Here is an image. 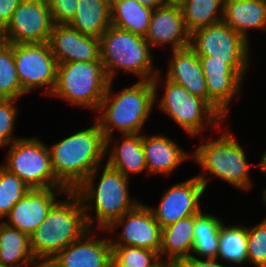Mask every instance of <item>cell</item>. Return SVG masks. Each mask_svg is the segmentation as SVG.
Returning a JSON list of instances; mask_svg holds the SVG:
<instances>
[{
	"label": "cell",
	"mask_w": 266,
	"mask_h": 267,
	"mask_svg": "<svg viewBox=\"0 0 266 267\" xmlns=\"http://www.w3.org/2000/svg\"><path fill=\"white\" fill-rule=\"evenodd\" d=\"M249 41L222 22L199 28L190 34L189 47L198 56L226 60L242 78L249 66Z\"/></svg>",
	"instance_id": "9"
},
{
	"label": "cell",
	"mask_w": 266,
	"mask_h": 267,
	"mask_svg": "<svg viewBox=\"0 0 266 267\" xmlns=\"http://www.w3.org/2000/svg\"><path fill=\"white\" fill-rule=\"evenodd\" d=\"M30 188L16 175L0 166V219L7 217L13 206Z\"/></svg>",
	"instance_id": "33"
},
{
	"label": "cell",
	"mask_w": 266,
	"mask_h": 267,
	"mask_svg": "<svg viewBox=\"0 0 266 267\" xmlns=\"http://www.w3.org/2000/svg\"><path fill=\"white\" fill-rule=\"evenodd\" d=\"M22 0H0V29L10 21L14 10Z\"/></svg>",
	"instance_id": "37"
},
{
	"label": "cell",
	"mask_w": 266,
	"mask_h": 267,
	"mask_svg": "<svg viewBox=\"0 0 266 267\" xmlns=\"http://www.w3.org/2000/svg\"><path fill=\"white\" fill-rule=\"evenodd\" d=\"M2 167L30 189L65 188L53 173L48 147L37 138H20L12 142Z\"/></svg>",
	"instance_id": "8"
},
{
	"label": "cell",
	"mask_w": 266,
	"mask_h": 267,
	"mask_svg": "<svg viewBox=\"0 0 266 267\" xmlns=\"http://www.w3.org/2000/svg\"><path fill=\"white\" fill-rule=\"evenodd\" d=\"M164 4H177L180 0H161Z\"/></svg>",
	"instance_id": "41"
},
{
	"label": "cell",
	"mask_w": 266,
	"mask_h": 267,
	"mask_svg": "<svg viewBox=\"0 0 266 267\" xmlns=\"http://www.w3.org/2000/svg\"><path fill=\"white\" fill-rule=\"evenodd\" d=\"M111 246L115 267H167L156 251L127 245Z\"/></svg>",
	"instance_id": "32"
},
{
	"label": "cell",
	"mask_w": 266,
	"mask_h": 267,
	"mask_svg": "<svg viewBox=\"0 0 266 267\" xmlns=\"http://www.w3.org/2000/svg\"><path fill=\"white\" fill-rule=\"evenodd\" d=\"M153 9L137 0H110L111 25L145 37Z\"/></svg>",
	"instance_id": "27"
},
{
	"label": "cell",
	"mask_w": 266,
	"mask_h": 267,
	"mask_svg": "<svg viewBox=\"0 0 266 267\" xmlns=\"http://www.w3.org/2000/svg\"><path fill=\"white\" fill-rule=\"evenodd\" d=\"M120 225L124 228L120 235V240H110L111 245L134 246L159 253L161 249L162 228L155 220L149 206L139 203L121 218L116 219L105 231L108 230L109 232L110 230L111 232Z\"/></svg>",
	"instance_id": "14"
},
{
	"label": "cell",
	"mask_w": 266,
	"mask_h": 267,
	"mask_svg": "<svg viewBox=\"0 0 266 267\" xmlns=\"http://www.w3.org/2000/svg\"><path fill=\"white\" fill-rule=\"evenodd\" d=\"M194 215L178 220L162 228L159 256L167 267L191 256L194 241ZM167 255L169 260H162ZM166 261V262H164Z\"/></svg>",
	"instance_id": "23"
},
{
	"label": "cell",
	"mask_w": 266,
	"mask_h": 267,
	"mask_svg": "<svg viewBox=\"0 0 266 267\" xmlns=\"http://www.w3.org/2000/svg\"><path fill=\"white\" fill-rule=\"evenodd\" d=\"M150 47L144 37L111 25L100 36L101 62L107 78L113 81L120 68L136 74L140 80H152L160 71L154 72Z\"/></svg>",
	"instance_id": "5"
},
{
	"label": "cell",
	"mask_w": 266,
	"mask_h": 267,
	"mask_svg": "<svg viewBox=\"0 0 266 267\" xmlns=\"http://www.w3.org/2000/svg\"><path fill=\"white\" fill-rule=\"evenodd\" d=\"M225 0H180L182 16L190 33L223 20ZM220 10V11H219ZM219 12V13H217ZM218 14V15H217Z\"/></svg>",
	"instance_id": "28"
},
{
	"label": "cell",
	"mask_w": 266,
	"mask_h": 267,
	"mask_svg": "<svg viewBox=\"0 0 266 267\" xmlns=\"http://www.w3.org/2000/svg\"><path fill=\"white\" fill-rule=\"evenodd\" d=\"M90 232L91 230L87 231L41 267H110L111 241L90 238Z\"/></svg>",
	"instance_id": "18"
},
{
	"label": "cell",
	"mask_w": 266,
	"mask_h": 267,
	"mask_svg": "<svg viewBox=\"0 0 266 267\" xmlns=\"http://www.w3.org/2000/svg\"><path fill=\"white\" fill-rule=\"evenodd\" d=\"M8 143L3 140L2 138H0V147H4V145H7Z\"/></svg>",
	"instance_id": "42"
},
{
	"label": "cell",
	"mask_w": 266,
	"mask_h": 267,
	"mask_svg": "<svg viewBox=\"0 0 266 267\" xmlns=\"http://www.w3.org/2000/svg\"><path fill=\"white\" fill-rule=\"evenodd\" d=\"M122 137L124 140L121 144L117 143L112 148L110 144H105V155L111 150L106 164L129 178V174L147 170L142 146L143 135L125 134Z\"/></svg>",
	"instance_id": "24"
},
{
	"label": "cell",
	"mask_w": 266,
	"mask_h": 267,
	"mask_svg": "<svg viewBox=\"0 0 266 267\" xmlns=\"http://www.w3.org/2000/svg\"><path fill=\"white\" fill-rule=\"evenodd\" d=\"M54 24H68L75 16L78 0H46Z\"/></svg>",
	"instance_id": "36"
},
{
	"label": "cell",
	"mask_w": 266,
	"mask_h": 267,
	"mask_svg": "<svg viewBox=\"0 0 266 267\" xmlns=\"http://www.w3.org/2000/svg\"><path fill=\"white\" fill-rule=\"evenodd\" d=\"M222 21L249 41V29H266V1L225 0Z\"/></svg>",
	"instance_id": "22"
},
{
	"label": "cell",
	"mask_w": 266,
	"mask_h": 267,
	"mask_svg": "<svg viewBox=\"0 0 266 267\" xmlns=\"http://www.w3.org/2000/svg\"><path fill=\"white\" fill-rule=\"evenodd\" d=\"M159 77L157 74L152 80H139L118 91L114 97H111L113 82L109 81L97 109L101 112L97 123L103 132L105 144L112 143L113 131L116 129L122 135L139 134L157 99Z\"/></svg>",
	"instance_id": "1"
},
{
	"label": "cell",
	"mask_w": 266,
	"mask_h": 267,
	"mask_svg": "<svg viewBox=\"0 0 266 267\" xmlns=\"http://www.w3.org/2000/svg\"><path fill=\"white\" fill-rule=\"evenodd\" d=\"M222 224L219 229L218 252L220 257L229 264L241 265L247 263V227L229 226Z\"/></svg>",
	"instance_id": "30"
},
{
	"label": "cell",
	"mask_w": 266,
	"mask_h": 267,
	"mask_svg": "<svg viewBox=\"0 0 266 267\" xmlns=\"http://www.w3.org/2000/svg\"><path fill=\"white\" fill-rule=\"evenodd\" d=\"M219 267H229V266L222 265V264L219 263Z\"/></svg>",
	"instance_id": "44"
},
{
	"label": "cell",
	"mask_w": 266,
	"mask_h": 267,
	"mask_svg": "<svg viewBox=\"0 0 266 267\" xmlns=\"http://www.w3.org/2000/svg\"><path fill=\"white\" fill-rule=\"evenodd\" d=\"M193 154L195 161L199 162L205 172L212 173L241 190L250 188V164L247 163L243 147L229 131L215 140L201 144Z\"/></svg>",
	"instance_id": "7"
},
{
	"label": "cell",
	"mask_w": 266,
	"mask_h": 267,
	"mask_svg": "<svg viewBox=\"0 0 266 267\" xmlns=\"http://www.w3.org/2000/svg\"><path fill=\"white\" fill-rule=\"evenodd\" d=\"M137 1L141 5L151 8V9H156L164 5V3L161 0H137Z\"/></svg>",
	"instance_id": "39"
},
{
	"label": "cell",
	"mask_w": 266,
	"mask_h": 267,
	"mask_svg": "<svg viewBox=\"0 0 266 267\" xmlns=\"http://www.w3.org/2000/svg\"><path fill=\"white\" fill-rule=\"evenodd\" d=\"M48 43L58 64L101 61L100 38L83 35L68 24H54Z\"/></svg>",
	"instance_id": "16"
},
{
	"label": "cell",
	"mask_w": 266,
	"mask_h": 267,
	"mask_svg": "<svg viewBox=\"0 0 266 267\" xmlns=\"http://www.w3.org/2000/svg\"><path fill=\"white\" fill-rule=\"evenodd\" d=\"M109 81L101 61L62 63L57 65L56 85L51 95L75 106L97 110Z\"/></svg>",
	"instance_id": "6"
},
{
	"label": "cell",
	"mask_w": 266,
	"mask_h": 267,
	"mask_svg": "<svg viewBox=\"0 0 266 267\" xmlns=\"http://www.w3.org/2000/svg\"><path fill=\"white\" fill-rule=\"evenodd\" d=\"M142 146L148 173L169 174L190 156L164 135H143Z\"/></svg>",
	"instance_id": "21"
},
{
	"label": "cell",
	"mask_w": 266,
	"mask_h": 267,
	"mask_svg": "<svg viewBox=\"0 0 266 267\" xmlns=\"http://www.w3.org/2000/svg\"><path fill=\"white\" fill-rule=\"evenodd\" d=\"M66 194L69 199L58 200L29 237L32 254L41 266L90 230L79 195Z\"/></svg>",
	"instance_id": "3"
},
{
	"label": "cell",
	"mask_w": 266,
	"mask_h": 267,
	"mask_svg": "<svg viewBox=\"0 0 266 267\" xmlns=\"http://www.w3.org/2000/svg\"><path fill=\"white\" fill-rule=\"evenodd\" d=\"M13 57L22 90L27 93L46 86L45 94L51 95L58 63L49 43L13 44Z\"/></svg>",
	"instance_id": "11"
},
{
	"label": "cell",
	"mask_w": 266,
	"mask_h": 267,
	"mask_svg": "<svg viewBox=\"0 0 266 267\" xmlns=\"http://www.w3.org/2000/svg\"><path fill=\"white\" fill-rule=\"evenodd\" d=\"M165 81V92L158 102L159 107L188 134L196 136L203 131L206 128L203 127L204 121L211 127L224 123L225 119L205 99L192 95L167 78Z\"/></svg>",
	"instance_id": "10"
},
{
	"label": "cell",
	"mask_w": 266,
	"mask_h": 267,
	"mask_svg": "<svg viewBox=\"0 0 266 267\" xmlns=\"http://www.w3.org/2000/svg\"><path fill=\"white\" fill-rule=\"evenodd\" d=\"M262 196H263L262 199H263V201H264V203L266 205V188L264 189V192H263Z\"/></svg>",
	"instance_id": "43"
},
{
	"label": "cell",
	"mask_w": 266,
	"mask_h": 267,
	"mask_svg": "<svg viewBox=\"0 0 266 267\" xmlns=\"http://www.w3.org/2000/svg\"><path fill=\"white\" fill-rule=\"evenodd\" d=\"M51 10L46 0H22L10 21L1 30L9 44L45 43L53 28Z\"/></svg>",
	"instance_id": "12"
},
{
	"label": "cell",
	"mask_w": 266,
	"mask_h": 267,
	"mask_svg": "<svg viewBox=\"0 0 266 267\" xmlns=\"http://www.w3.org/2000/svg\"><path fill=\"white\" fill-rule=\"evenodd\" d=\"M57 192L66 194L68 190L66 188L30 189L10 210L7 215L10 221H4V223L30 237L58 201Z\"/></svg>",
	"instance_id": "17"
},
{
	"label": "cell",
	"mask_w": 266,
	"mask_h": 267,
	"mask_svg": "<svg viewBox=\"0 0 266 267\" xmlns=\"http://www.w3.org/2000/svg\"><path fill=\"white\" fill-rule=\"evenodd\" d=\"M25 92L18 79L13 44L0 43V99H17Z\"/></svg>",
	"instance_id": "31"
},
{
	"label": "cell",
	"mask_w": 266,
	"mask_h": 267,
	"mask_svg": "<svg viewBox=\"0 0 266 267\" xmlns=\"http://www.w3.org/2000/svg\"><path fill=\"white\" fill-rule=\"evenodd\" d=\"M101 166L90 173L85 180L74 190L80 197L87 225L93 230L92 224L97 222L100 229L106 230L116 219L121 218L125 213L135 208L139 203L131 201L128 191V177L119 171L105 164L98 186L94 185V179ZM96 186V187H95ZM97 217L91 218L87 211L93 206ZM89 201V202H88ZM95 221V222H94Z\"/></svg>",
	"instance_id": "4"
},
{
	"label": "cell",
	"mask_w": 266,
	"mask_h": 267,
	"mask_svg": "<svg viewBox=\"0 0 266 267\" xmlns=\"http://www.w3.org/2000/svg\"><path fill=\"white\" fill-rule=\"evenodd\" d=\"M190 34L179 4H164L153 9L148 31L144 38L150 46L171 44L173 51L188 47Z\"/></svg>",
	"instance_id": "19"
},
{
	"label": "cell",
	"mask_w": 266,
	"mask_h": 267,
	"mask_svg": "<svg viewBox=\"0 0 266 267\" xmlns=\"http://www.w3.org/2000/svg\"><path fill=\"white\" fill-rule=\"evenodd\" d=\"M48 149L53 173L68 191H74L106 156L105 138L97 122Z\"/></svg>",
	"instance_id": "2"
},
{
	"label": "cell",
	"mask_w": 266,
	"mask_h": 267,
	"mask_svg": "<svg viewBox=\"0 0 266 267\" xmlns=\"http://www.w3.org/2000/svg\"><path fill=\"white\" fill-rule=\"evenodd\" d=\"M68 25L83 35L100 38L111 26L110 0H78Z\"/></svg>",
	"instance_id": "26"
},
{
	"label": "cell",
	"mask_w": 266,
	"mask_h": 267,
	"mask_svg": "<svg viewBox=\"0 0 266 267\" xmlns=\"http://www.w3.org/2000/svg\"><path fill=\"white\" fill-rule=\"evenodd\" d=\"M167 72L168 80L183 86L192 95L208 102L206 79L199 56L189 46L173 50Z\"/></svg>",
	"instance_id": "20"
},
{
	"label": "cell",
	"mask_w": 266,
	"mask_h": 267,
	"mask_svg": "<svg viewBox=\"0 0 266 267\" xmlns=\"http://www.w3.org/2000/svg\"><path fill=\"white\" fill-rule=\"evenodd\" d=\"M199 59L206 79L208 103L226 119L228 106L240 92L243 78L226 60L212 59V56H199Z\"/></svg>",
	"instance_id": "15"
},
{
	"label": "cell",
	"mask_w": 266,
	"mask_h": 267,
	"mask_svg": "<svg viewBox=\"0 0 266 267\" xmlns=\"http://www.w3.org/2000/svg\"><path fill=\"white\" fill-rule=\"evenodd\" d=\"M0 264L4 267H41L32 254L29 236L3 221L0 223Z\"/></svg>",
	"instance_id": "25"
},
{
	"label": "cell",
	"mask_w": 266,
	"mask_h": 267,
	"mask_svg": "<svg viewBox=\"0 0 266 267\" xmlns=\"http://www.w3.org/2000/svg\"><path fill=\"white\" fill-rule=\"evenodd\" d=\"M248 262L255 267H266V218L253 227H247Z\"/></svg>",
	"instance_id": "34"
},
{
	"label": "cell",
	"mask_w": 266,
	"mask_h": 267,
	"mask_svg": "<svg viewBox=\"0 0 266 267\" xmlns=\"http://www.w3.org/2000/svg\"><path fill=\"white\" fill-rule=\"evenodd\" d=\"M222 221L217 217L203 213L194 215V241L192 253L203 259H216L219 242V229Z\"/></svg>",
	"instance_id": "29"
},
{
	"label": "cell",
	"mask_w": 266,
	"mask_h": 267,
	"mask_svg": "<svg viewBox=\"0 0 266 267\" xmlns=\"http://www.w3.org/2000/svg\"><path fill=\"white\" fill-rule=\"evenodd\" d=\"M15 100L16 99H0V138L5 140L8 144L20 139L12 135L18 113Z\"/></svg>",
	"instance_id": "35"
},
{
	"label": "cell",
	"mask_w": 266,
	"mask_h": 267,
	"mask_svg": "<svg viewBox=\"0 0 266 267\" xmlns=\"http://www.w3.org/2000/svg\"><path fill=\"white\" fill-rule=\"evenodd\" d=\"M217 259H199L191 255L177 262L173 267H219Z\"/></svg>",
	"instance_id": "38"
},
{
	"label": "cell",
	"mask_w": 266,
	"mask_h": 267,
	"mask_svg": "<svg viewBox=\"0 0 266 267\" xmlns=\"http://www.w3.org/2000/svg\"><path fill=\"white\" fill-rule=\"evenodd\" d=\"M260 168H261V171L265 175L266 174V151L263 153V155L261 157Z\"/></svg>",
	"instance_id": "40"
},
{
	"label": "cell",
	"mask_w": 266,
	"mask_h": 267,
	"mask_svg": "<svg viewBox=\"0 0 266 267\" xmlns=\"http://www.w3.org/2000/svg\"><path fill=\"white\" fill-rule=\"evenodd\" d=\"M207 187L206 175L199 174L168 188L156 209L150 207L161 228L201 212L200 198Z\"/></svg>",
	"instance_id": "13"
}]
</instances>
